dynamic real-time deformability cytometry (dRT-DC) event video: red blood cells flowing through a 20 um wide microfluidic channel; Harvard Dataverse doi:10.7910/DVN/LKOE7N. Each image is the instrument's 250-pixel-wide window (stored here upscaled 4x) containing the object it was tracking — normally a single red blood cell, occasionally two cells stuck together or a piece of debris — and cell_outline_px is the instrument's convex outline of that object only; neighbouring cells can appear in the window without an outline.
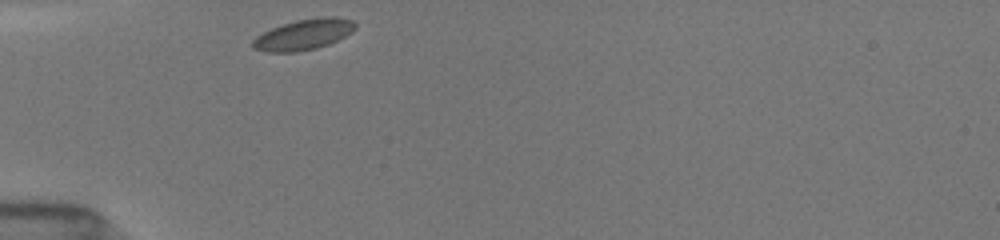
{"species": "common noctule bat (a hibernating species)", "species_latin": "Nyctalus noctula", "temperature_condition": "room temperature", "stored_images_in_passage": 1, "camera_frame_rate_fps": 3000, "um_per_image_px": 0.085, "animal": {"sex": "female", "body_mass_g": 19.5, "forearm_length_mm": 54.1}, "frame": {"image": 1, "passage_image": 1, "time_ms": 0.0, "image_size_px": [1000, 240], "cell_outline_px": [[356, 28], [352, 32], [328, 44], [316, 48], [296, 52], [268, 52], [252, 48], [252, 40], [256, 36], [272, 28], [296, 20], [320, 16], [336, 16], [352, 20], [356, 24]], "centroid_in_image_um": [25.82, 2.92], "position_along_channel_um": 59.2, "area_um2": 18.32}}